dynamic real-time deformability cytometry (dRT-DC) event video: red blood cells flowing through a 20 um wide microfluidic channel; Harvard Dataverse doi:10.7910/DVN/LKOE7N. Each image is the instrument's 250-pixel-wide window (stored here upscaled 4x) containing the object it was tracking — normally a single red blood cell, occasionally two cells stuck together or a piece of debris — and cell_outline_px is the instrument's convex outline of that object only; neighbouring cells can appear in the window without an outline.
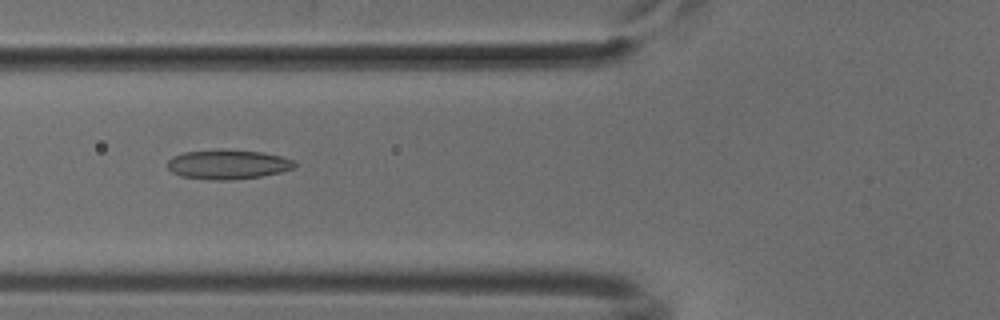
{"species": "common noctule bat (a hibernating species)", "species_latin": "Nyctalus noctula", "temperature_condition": "cold", "stored_images_in_passage": 43, "camera_frame_rate_fps": 3000, "um_per_image_px": 0.085, "animal": {"sex": "male", "body_mass_g": 18.8}, "frame": {"image": 1, "passage_image": 11, "time_ms": 3.333, "image_size_px": [1000, 320], "cell_outline_px": [[296, 164], [292, 168], [280, 172], [260, 176], [232, 180], [212, 180], [180, 176], [172, 172], [168, 168], [168, 160], [172, 156], [184, 152], [220, 148], [264, 152], [280, 156], [292, 160]], "centroid_in_image_um": [19.32, 13.96], "position_along_channel_um": 106.5, "area_um2": 22.02}}
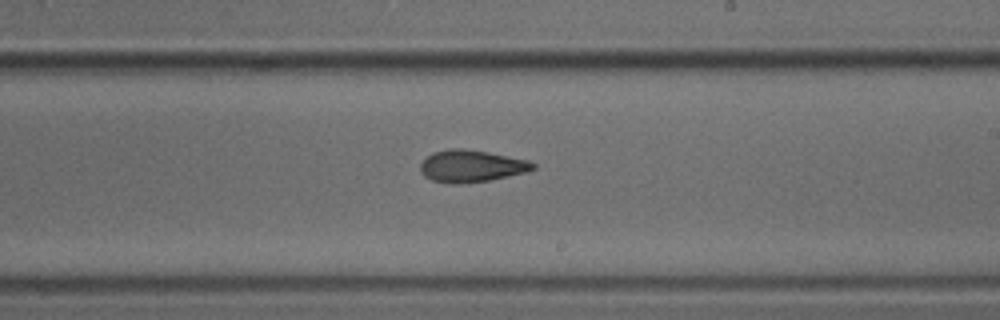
{"frame": {"image": 2, "passage_image": 22, "time_ms": 7.0, "image_size_px": [1000, 320], "cell_outline_px": [[536, 168], [528, 172], [488, 180], [432, 180], [424, 176], [420, 172], [420, 164], [432, 152], [448, 148], [460, 148], [488, 152], [528, 160], [536, 164]], "centroid_in_image_um": [40.11, 14.05], "position_along_channel_um": 248.9, "area_um2": 20.17}}
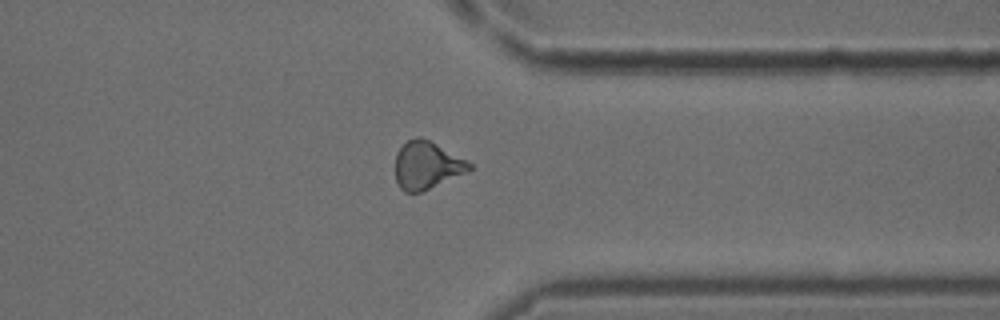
{"frame": {"image": 3, "passage_image": 32, "time_ms": 10.333, "image_size_px": [1000, 320], "cell_outline_px": [[472, 168], [468, 172], [420, 192], [404, 192], [400, 188], [396, 180], [396, 152], [408, 140], [416, 136], [420, 136], [428, 140], [472, 164]], "centroid_in_image_um": [36.25, 14.06], "position_along_channel_um": 375.2, "area_um2": 20.17}}